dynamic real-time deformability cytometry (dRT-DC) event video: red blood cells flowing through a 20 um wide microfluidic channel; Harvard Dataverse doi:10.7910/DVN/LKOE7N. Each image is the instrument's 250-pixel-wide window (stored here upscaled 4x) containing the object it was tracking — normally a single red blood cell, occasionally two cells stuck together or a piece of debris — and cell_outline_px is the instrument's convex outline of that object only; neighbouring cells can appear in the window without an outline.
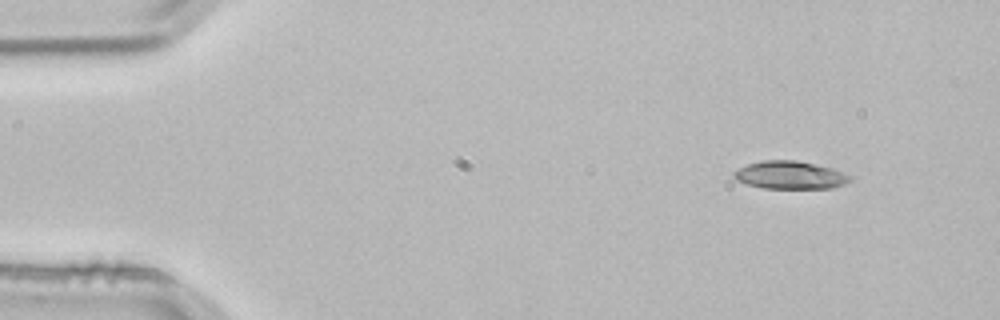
{"species": "common noctule bat (a hibernating species)", "species_latin": "Nyctalus noctula", "temperature_condition": "room temperature", "stored_images_in_passage": 3, "camera_frame_rate_fps": 3000, "um_per_image_px": 0.085, "animal": {"sex": "male", "body_mass_g": 21.5, "forearm_length_mm": 52.0}, "frame": {"image": 1, "passage_image": 1, "time_ms": 0.0, "image_size_px": [1000, 320], "cell_outline_px": [[852, 180], [844, 184], [832, 188], [764, 188], [748, 184], [736, 180], [732, 176], [732, 172], [748, 164], [760, 160], [796, 160], [832, 168], [852, 176]], "centroid_in_image_um": [67.15, 14.88], "position_along_channel_um": 17.8, "area_um2": 18.84}}